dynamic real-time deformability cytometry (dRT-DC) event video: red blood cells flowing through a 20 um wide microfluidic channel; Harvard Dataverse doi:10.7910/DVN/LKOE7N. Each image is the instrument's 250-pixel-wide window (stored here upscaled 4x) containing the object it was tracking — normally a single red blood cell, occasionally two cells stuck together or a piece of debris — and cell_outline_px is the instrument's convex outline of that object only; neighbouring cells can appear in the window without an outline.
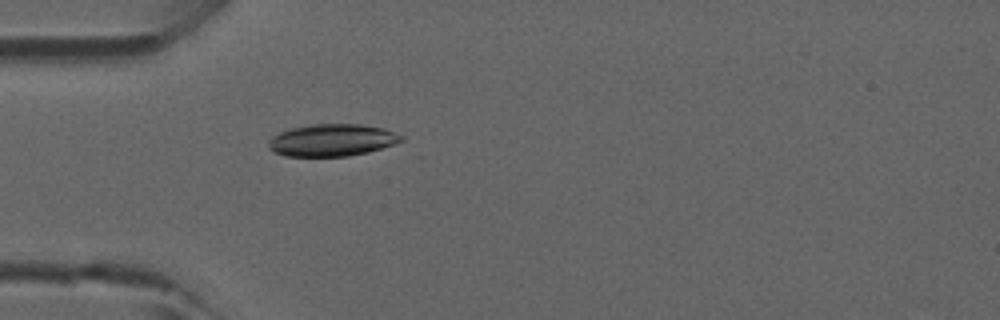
{"species": "common noctule bat (a hibernating species)", "species_latin": "Nyctalus noctula", "temperature_condition": "room temperature", "stored_images_in_passage": 1, "camera_frame_rate_fps": 3000, "um_per_image_px": 0.085, "animal": {"sex": "male", "forearm_length_mm": 52.5}, "frame": {"image": 1, "passage_image": 1, "time_ms": 0.0, "image_size_px": [1000, 320], "cell_outline_px": [[404, 140], [368, 152], [348, 156], [284, 156], [272, 152], [268, 148], [268, 140], [272, 136], [280, 132], [292, 128], [312, 124], [360, 124], [384, 128], [404, 136]], "centroid_in_image_um": [28.19, 11.91], "position_along_channel_um": 56.8, "area_um2": 24.91}}